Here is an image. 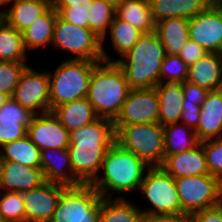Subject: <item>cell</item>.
<instances>
[{"mask_svg":"<svg viewBox=\"0 0 222 222\" xmlns=\"http://www.w3.org/2000/svg\"><path fill=\"white\" fill-rule=\"evenodd\" d=\"M188 222H222L221 204L192 213L188 216Z\"/></svg>","mask_w":222,"mask_h":222,"instance_id":"obj_42","label":"cell"},{"mask_svg":"<svg viewBox=\"0 0 222 222\" xmlns=\"http://www.w3.org/2000/svg\"><path fill=\"white\" fill-rule=\"evenodd\" d=\"M180 84L184 96L180 123L195 129L200 119L201 104L205 101L209 91L188 81Z\"/></svg>","mask_w":222,"mask_h":222,"instance_id":"obj_33","label":"cell"},{"mask_svg":"<svg viewBox=\"0 0 222 222\" xmlns=\"http://www.w3.org/2000/svg\"><path fill=\"white\" fill-rule=\"evenodd\" d=\"M109 29L113 48L117 54L119 53L120 57L126 55L143 34L138 28L118 19L116 16L110 24Z\"/></svg>","mask_w":222,"mask_h":222,"instance_id":"obj_36","label":"cell"},{"mask_svg":"<svg viewBox=\"0 0 222 222\" xmlns=\"http://www.w3.org/2000/svg\"><path fill=\"white\" fill-rule=\"evenodd\" d=\"M92 4L93 0H53L52 7L62 20L89 28L88 12Z\"/></svg>","mask_w":222,"mask_h":222,"instance_id":"obj_35","label":"cell"},{"mask_svg":"<svg viewBox=\"0 0 222 222\" xmlns=\"http://www.w3.org/2000/svg\"><path fill=\"white\" fill-rule=\"evenodd\" d=\"M58 13L51 7L43 16L38 18L30 27L22 31L26 51L45 47L52 43L54 26Z\"/></svg>","mask_w":222,"mask_h":222,"instance_id":"obj_30","label":"cell"},{"mask_svg":"<svg viewBox=\"0 0 222 222\" xmlns=\"http://www.w3.org/2000/svg\"><path fill=\"white\" fill-rule=\"evenodd\" d=\"M116 13V8L104 0H93L92 7L88 12L89 29L102 39V57L103 61L114 62L110 59L103 48L106 37V31L110 28Z\"/></svg>","mask_w":222,"mask_h":222,"instance_id":"obj_34","label":"cell"},{"mask_svg":"<svg viewBox=\"0 0 222 222\" xmlns=\"http://www.w3.org/2000/svg\"><path fill=\"white\" fill-rule=\"evenodd\" d=\"M159 100L155 88L131 89L121 111L113 121L114 127L159 122Z\"/></svg>","mask_w":222,"mask_h":222,"instance_id":"obj_13","label":"cell"},{"mask_svg":"<svg viewBox=\"0 0 222 222\" xmlns=\"http://www.w3.org/2000/svg\"><path fill=\"white\" fill-rule=\"evenodd\" d=\"M34 114L12 97L0 108V148L27 135V127Z\"/></svg>","mask_w":222,"mask_h":222,"instance_id":"obj_17","label":"cell"},{"mask_svg":"<svg viewBox=\"0 0 222 222\" xmlns=\"http://www.w3.org/2000/svg\"><path fill=\"white\" fill-rule=\"evenodd\" d=\"M65 187L45 181L36 188L22 192L26 222H49Z\"/></svg>","mask_w":222,"mask_h":222,"instance_id":"obj_15","label":"cell"},{"mask_svg":"<svg viewBox=\"0 0 222 222\" xmlns=\"http://www.w3.org/2000/svg\"><path fill=\"white\" fill-rule=\"evenodd\" d=\"M12 98L34 115L50 112L48 72H38L28 66L21 75Z\"/></svg>","mask_w":222,"mask_h":222,"instance_id":"obj_11","label":"cell"},{"mask_svg":"<svg viewBox=\"0 0 222 222\" xmlns=\"http://www.w3.org/2000/svg\"><path fill=\"white\" fill-rule=\"evenodd\" d=\"M220 204H221V206H222V193H221V200H220Z\"/></svg>","mask_w":222,"mask_h":222,"instance_id":"obj_48","label":"cell"},{"mask_svg":"<svg viewBox=\"0 0 222 222\" xmlns=\"http://www.w3.org/2000/svg\"><path fill=\"white\" fill-rule=\"evenodd\" d=\"M130 91L131 88L118 64L101 61L91 75L87 99L99 118L114 121Z\"/></svg>","mask_w":222,"mask_h":222,"instance_id":"obj_4","label":"cell"},{"mask_svg":"<svg viewBox=\"0 0 222 222\" xmlns=\"http://www.w3.org/2000/svg\"><path fill=\"white\" fill-rule=\"evenodd\" d=\"M188 76V65L178 55H166L161 64L160 83H182ZM167 81H164L167 79Z\"/></svg>","mask_w":222,"mask_h":222,"instance_id":"obj_39","label":"cell"},{"mask_svg":"<svg viewBox=\"0 0 222 222\" xmlns=\"http://www.w3.org/2000/svg\"><path fill=\"white\" fill-rule=\"evenodd\" d=\"M160 167L174 179L210 174L201 143L192 150L168 156Z\"/></svg>","mask_w":222,"mask_h":222,"instance_id":"obj_18","label":"cell"},{"mask_svg":"<svg viewBox=\"0 0 222 222\" xmlns=\"http://www.w3.org/2000/svg\"><path fill=\"white\" fill-rule=\"evenodd\" d=\"M104 1L111 4L114 8H117L124 0H104Z\"/></svg>","mask_w":222,"mask_h":222,"instance_id":"obj_45","label":"cell"},{"mask_svg":"<svg viewBox=\"0 0 222 222\" xmlns=\"http://www.w3.org/2000/svg\"><path fill=\"white\" fill-rule=\"evenodd\" d=\"M194 130L200 141L222 139V89L208 92Z\"/></svg>","mask_w":222,"mask_h":222,"instance_id":"obj_19","label":"cell"},{"mask_svg":"<svg viewBox=\"0 0 222 222\" xmlns=\"http://www.w3.org/2000/svg\"><path fill=\"white\" fill-rule=\"evenodd\" d=\"M52 113L69 132L88 125L99 118L87 97L56 106Z\"/></svg>","mask_w":222,"mask_h":222,"instance_id":"obj_24","label":"cell"},{"mask_svg":"<svg viewBox=\"0 0 222 222\" xmlns=\"http://www.w3.org/2000/svg\"><path fill=\"white\" fill-rule=\"evenodd\" d=\"M52 44L76 54L72 59L103 61L102 39L89 28L76 26L57 16Z\"/></svg>","mask_w":222,"mask_h":222,"instance_id":"obj_10","label":"cell"},{"mask_svg":"<svg viewBox=\"0 0 222 222\" xmlns=\"http://www.w3.org/2000/svg\"><path fill=\"white\" fill-rule=\"evenodd\" d=\"M116 143L145 161L150 167L164 162V127L159 123L130 124L114 127Z\"/></svg>","mask_w":222,"mask_h":222,"instance_id":"obj_6","label":"cell"},{"mask_svg":"<svg viewBox=\"0 0 222 222\" xmlns=\"http://www.w3.org/2000/svg\"><path fill=\"white\" fill-rule=\"evenodd\" d=\"M0 222H26L21 192L0 191Z\"/></svg>","mask_w":222,"mask_h":222,"instance_id":"obj_37","label":"cell"},{"mask_svg":"<svg viewBox=\"0 0 222 222\" xmlns=\"http://www.w3.org/2000/svg\"><path fill=\"white\" fill-rule=\"evenodd\" d=\"M44 182L41 168L23 166L14 161H0V191L6 189L10 192L22 193Z\"/></svg>","mask_w":222,"mask_h":222,"instance_id":"obj_16","label":"cell"},{"mask_svg":"<svg viewBox=\"0 0 222 222\" xmlns=\"http://www.w3.org/2000/svg\"><path fill=\"white\" fill-rule=\"evenodd\" d=\"M2 15H3V11L0 12V19L2 18Z\"/></svg>","mask_w":222,"mask_h":222,"instance_id":"obj_47","label":"cell"},{"mask_svg":"<svg viewBox=\"0 0 222 222\" xmlns=\"http://www.w3.org/2000/svg\"><path fill=\"white\" fill-rule=\"evenodd\" d=\"M165 56V47L153 31L143 33L135 46L114 62L122 69L131 89H151L160 83Z\"/></svg>","mask_w":222,"mask_h":222,"instance_id":"obj_2","label":"cell"},{"mask_svg":"<svg viewBox=\"0 0 222 222\" xmlns=\"http://www.w3.org/2000/svg\"><path fill=\"white\" fill-rule=\"evenodd\" d=\"M101 200L91 184L66 186L49 222H99Z\"/></svg>","mask_w":222,"mask_h":222,"instance_id":"obj_7","label":"cell"},{"mask_svg":"<svg viewBox=\"0 0 222 222\" xmlns=\"http://www.w3.org/2000/svg\"><path fill=\"white\" fill-rule=\"evenodd\" d=\"M150 166L134 155L131 151L125 150L116 142L106 151L99 175L91 183L102 198H110L114 192L122 193L140 188L145 177V172ZM108 192V193H107Z\"/></svg>","mask_w":222,"mask_h":222,"instance_id":"obj_3","label":"cell"},{"mask_svg":"<svg viewBox=\"0 0 222 222\" xmlns=\"http://www.w3.org/2000/svg\"><path fill=\"white\" fill-rule=\"evenodd\" d=\"M141 222H188V216H152V215H144Z\"/></svg>","mask_w":222,"mask_h":222,"instance_id":"obj_43","label":"cell"},{"mask_svg":"<svg viewBox=\"0 0 222 222\" xmlns=\"http://www.w3.org/2000/svg\"><path fill=\"white\" fill-rule=\"evenodd\" d=\"M0 161H14L23 166L40 168L41 150L26 135L4 144L0 148Z\"/></svg>","mask_w":222,"mask_h":222,"instance_id":"obj_31","label":"cell"},{"mask_svg":"<svg viewBox=\"0 0 222 222\" xmlns=\"http://www.w3.org/2000/svg\"><path fill=\"white\" fill-rule=\"evenodd\" d=\"M146 172L139 190L153 208L142 210L144 215L187 216L182 211L174 178L160 166L150 167Z\"/></svg>","mask_w":222,"mask_h":222,"instance_id":"obj_8","label":"cell"},{"mask_svg":"<svg viewBox=\"0 0 222 222\" xmlns=\"http://www.w3.org/2000/svg\"><path fill=\"white\" fill-rule=\"evenodd\" d=\"M189 39L207 52L222 54L221 0H215L202 13L189 19Z\"/></svg>","mask_w":222,"mask_h":222,"instance_id":"obj_12","label":"cell"},{"mask_svg":"<svg viewBox=\"0 0 222 222\" xmlns=\"http://www.w3.org/2000/svg\"><path fill=\"white\" fill-rule=\"evenodd\" d=\"M14 2L10 10H3L2 18L13 28L22 32L43 16L51 7L47 0H8Z\"/></svg>","mask_w":222,"mask_h":222,"instance_id":"obj_22","label":"cell"},{"mask_svg":"<svg viewBox=\"0 0 222 222\" xmlns=\"http://www.w3.org/2000/svg\"><path fill=\"white\" fill-rule=\"evenodd\" d=\"M27 67L26 63L0 61V92L12 97Z\"/></svg>","mask_w":222,"mask_h":222,"instance_id":"obj_38","label":"cell"},{"mask_svg":"<svg viewBox=\"0 0 222 222\" xmlns=\"http://www.w3.org/2000/svg\"><path fill=\"white\" fill-rule=\"evenodd\" d=\"M22 32L0 19V61L26 63Z\"/></svg>","mask_w":222,"mask_h":222,"instance_id":"obj_32","label":"cell"},{"mask_svg":"<svg viewBox=\"0 0 222 222\" xmlns=\"http://www.w3.org/2000/svg\"><path fill=\"white\" fill-rule=\"evenodd\" d=\"M159 100V123L164 127L179 123L184 96L180 83H159L156 87Z\"/></svg>","mask_w":222,"mask_h":222,"instance_id":"obj_25","label":"cell"},{"mask_svg":"<svg viewBox=\"0 0 222 222\" xmlns=\"http://www.w3.org/2000/svg\"><path fill=\"white\" fill-rule=\"evenodd\" d=\"M116 142L112 120L98 118L94 122L70 132L73 186L91 184L100 174L106 151Z\"/></svg>","mask_w":222,"mask_h":222,"instance_id":"obj_1","label":"cell"},{"mask_svg":"<svg viewBox=\"0 0 222 222\" xmlns=\"http://www.w3.org/2000/svg\"><path fill=\"white\" fill-rule=\"evenodd\" d=\"M180 124L164 126V160L168 156L192 150L201 143L193 128Z\"/></svg>","mask_w":222,"mask_h":222,"instance_id":"obj_27","label":"cell"},{"mask_svg":"<svg viewBox=\"0 0 222 222\" xmlns=\"http://www.w3.org/2000/svg\"><path fill=\"white\" fill-rule=\"evenodd\" d=\"M206 53H208L203 47L197 44L195 41L189 39L185 46L181 49L178 56L188 65L196 63Z\"/></svg>","mask_w":222,"mask_h":222,"instance_id":"obj_41","label":"cell"},{"mask_svg":"<svg viewBox=\"0 0 222 222\" xmlns=\"http://www.w3.org/2000/svg\"><path fill=\"white\" fill-rule=\"evenodd\" d=\"M186 81L208 91L222 89V54L208 52L188 66Z\"/></svg>","mask_w":222,"mask_h":222,"instance_id":"obj_20","label":"cell"},{"mask_svg":"<svg viewBox=\"0 0 222 222\" xmlns=\"http://www.w3.org/2000/svg\"><path fill=\"white\" fill-rule=\"evenodd\" d=\"M155 31L165 47V55H178L189 40V19H164L156 23Z\"/></svg>","mask_w":222,"mask_h":222,"instance_id":"obj_26","label":"cell"},{"mask_svg":"<svg viewBox=\"0 0 222 222\" xmlns=\"http://www.w3.org/2000/svg\"><path fill=\"white\" fill-rule=\"evenodd\" d=\"M117 198V199H116ZM102 198L99 222H141L144 213L126 197ZM126 198V199H125ZM115 199V200H114Z\"/></svg>","mask_w":222,"mask_h":222,"instance_id":"obj_29","label":"cell"},{"mask_svg":"<svg viewBox=\"0 0 222 222\" xmlns=\"http://www.w3.org/2000/svg\"><path fill=\"white\" fill-rule=\"evenodd\" d=\"M215 0H149L155 24L168 18L192 19Z\"/></svg>","mask_w":222,"mask_h":222,"instance_id":"obj_21","label":"cell"},{"mask_svg":"<svg viewBox=\"0 0 222 222\" xmlns=\"http://www.w3.org/2000/svg\"><path fill=\"white\" fill-rule=\"evenodd\" d=\"M51 152L52 154L54 152L56 157L50 154ZM66 166L69 168V171L64 170ZM40 168L42 169L45 181L73 186V168L68 148L41 150Z\"/></svg>","mask_w":222,"mask_h":222,"instance_id":"obj_23","label":"cell"},{"mask_svg":"<svg viewBox=\"0 0 222 222\" xmlns=\"http://www.w3.org/2000/svg\"><path fill=\"white\" fill-rule=\"evenodd\" d=\"M101 61L70 59L49 75L50 111L56 106L87 97L91 75Z\"/></svg>","mask_w":222,"mask_h":222,"instance_id":"obj_5","label":"cell"},{"mask_svg":"<svg viewBox=\"0 0 222 222\" xmlns=\"http://www.w3.org/2000/svg\"><path fill=\"white\" fill-rule=\"evenodd\" d=\"M201 144L210 174L222 181V139H208L201 141Z\"/></svg>","mask_w":222,"mask_h":222,"instance_id":"obj_40","label":"cell"},{"mask_svg":"<svg viewBox=\"0 0 222 222\" xmlns=\"http://www.w3.org/2000/svg\"><path fill=\"white\" fill-rule=\"evenodd\" d=\"M27 136L40 149H64L70 144V132L50 112L33 115Z\"/></svg>","mask_w":222,"mask_h":222,"instance_id":"obj_14","label":"cell"},{"mask_svg":"<svg viewBox=\"0 0 222 222\" xmlns=\"http://www.w3.org/2000/svg\"><path fill=\"white\" fill-rule=\"evenodd\" d=\"M115 16L143 33L155 31L149 0H124L116 8Z\"/></svg>","mask_w":222,"mask_h":222,"instance_id":"obj_28","label":"cell"},{"mask_svg":"<svg viewBox=\"0 0 222 222\" xmlns=\"http://www.w3.org/2000/svg\"><path fill=\"white\" fill-rule=\"evenodd\" d=\"M11 97L5 93L0 92V108L10 99Z\"/></svg>","mask_w":222,"mask_h":222,"instance_id":"obj_44","label":"cell"},{"mask_svg":"<svg viewBox=\"0 0 222 222\" xmlns=\"http://www.w3.org/2000/svg\"><path fill=\"white\" fill-rule=\"evenodd\" d=\"M8 0H0V2L4 5Z\"/></svg>","mask_w":222,"mask_h":222,"instance_id":"obj_46","label":"cell"},{"mask_svg":"<svg viewBox=\"0 0 222 222\" xmlns=\"http://www.w3.org/2000/svg\"><path fill=\"white\" fill-rule=\"evenodd\" d=\"M182 211L187 215L220 204L222 181L211 174L174 179Z\"/></svg>","mask_w":222,"mask_h":222,"instance_id":"obj_9","label":"cell"}]
</instances>
